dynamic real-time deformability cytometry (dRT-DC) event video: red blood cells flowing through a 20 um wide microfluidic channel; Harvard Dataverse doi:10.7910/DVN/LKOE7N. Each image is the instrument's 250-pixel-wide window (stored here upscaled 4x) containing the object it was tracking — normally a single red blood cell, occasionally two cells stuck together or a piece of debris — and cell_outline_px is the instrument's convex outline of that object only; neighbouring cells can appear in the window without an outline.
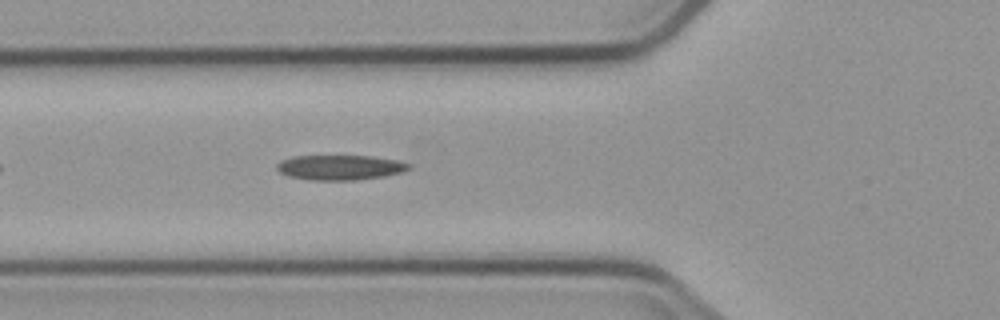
{"species": "common noctule bat (a hibernating species)", "species_latin": "Nyctalus noctula", "temperature_condition": "cold", "stored_images_in_passage": 5, "camera_frame_rate_fps": 3000, "um_per_image_px": 0.085, "animal": {"sex": "male", "body_mass_g": 23.1, "forearm_length_mm": 52.7}, "frame": {"image": 1, "passage_image": 5, "time_ms": 4.667, "image_size_px": [1000, 320], "cell_outline_px": [[412, 168], [404, 172], [384, 176], [356, 180], [312, 180], [288, 176], [280, 172], [276, 168], [276, 164], [280, 160], [292, 156], [372, 156], [400, 160], [412, 164]], "centroid_in_image_um": [28.95, 14.23], "position_along_channel_um": 96.9, "area_um2": 19.48}}